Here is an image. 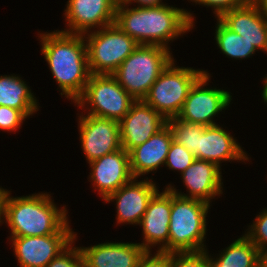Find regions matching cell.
Masks as SVG:
<instances>
[{"mask_svg": "<svg viewBox=\"0 0 267 267\" xmlns=\"http://www.w3.org/2000/svg\"><path fill=\"white\" fill-rule=\"evenodd\" d=\"M219 255L215 260L208 255L210 267H259V250L245 234Z\"/></svg>", "mask_w": 267, "mask_h": 267, "instance_id": "cell-23", "label": "cell"}, {"mask_svg": "<svg viewBox=\"0 0 267 267\" xmlns=\"http://www.w3.org/2000/svg\"><path fill=\"white\" fill-rule=\"evenodd\" d=\"M214 9L215 16L218 18L223 12L231 10L232 8L244 5L248 0H191Z\"/></svg>", "mask_w": 267, "mask_h": 267, "instance_id": "cell-32", "label": "cell"}, {"mask_svg": "<svg viewBox=\"0 0 267 267\" xmlns=\"http://www.w3.org/2000/svg\"><path fill=\"white\" fill-rule=\"evenodd\" d=\"M128 6L118 0L115 24L139 45H158L170 49L167 44L171 40L194 27V17L184 9L167 4L157 7Z\"/></svg>", "mask_w": 267, "mask_h": 267, "instance_id": "cell-1", "label": "cell"}, {"mask_svg": "<svg viewBox=\"0 0 267 267\" xmlns=\"http://www.w3.org/2000/svg\"><path fill=\"white\" fill-rule=\"evenodd\" d=\"M3 215H4V203H0V223L3 221Z\"/></svg>", "mask_w": 267, "mask_h": 267, "instance_id": "cell-38", "label": "cell"}, {"mask_svg": "<svg viewBox=\"0 0 267 267\" xmlns=\"http://www.w3.org/2000/svg\"><path fill=\"white\" fill-rule=\"evenodd\" d=\"M217 20L215 39L222 53L234 59H244L258 51L246 39L228 29L218 18Z\"/></svg>", "mask_w": 267, "mask_h": 267, "instance_id": "cell-24", "label": "cell"}, {"mask_svg": "<svg viewBox=\"0 0 267 267\" xmlns=\"http://www.w3.org/2000/svg\"><path fill=\"white\" fill-rule=\"evenodd\" d=\"M218 165L213 162L195 159L193 163L181 173L183 183L189 194L176 191L169 184L167 187L175 194L184 198L198 199L210 204V200L222 194V175Z\"/></svg>", "mask_w": 267, "mask_h": 267, "instance_id": "cell-17", "label": "cell"}, {"mask_svg": "<svg viewBox=\"0 0 267 267\" xmlns=\"http://www.w3.org/2000/svg\"><path fill=\"white\" fill-rule=\"evenodd\" d=\"M210 204L175 195L171 191L169 241L161 250L172 252H197L206 250V216Z\"/></svg>", "mask_w": 267, "mask_h": 267, "instance_id": "cell-4", "label": "cell"}, {"mask_svg": "<svg viewBox=\"0 0 267 267\" xmlns=\"http://www.w3.org/2000/svg\"><path fill=\"white\" fill-rule=\"evenodd\" d=\"M136 267H170V253L157 250L152 256L151 250H145Z\"/></svg>", "mask_w": 267, "mask_h": 267, "instance_id": "cell-31", "label": "cell"}, {"mask_svg": "<svg viewBox=\"0 0 267 267\" xmlns=\"http://www.w3.org/2000/svg\"><path fill=\"white\" fill-rule=\"evenodd\" d=\"M167 124L173 132L174 141L185 146L191 153L199 159V134L206 126L188 122L174 117L167 120Z\"/></svg>", "mask_w": 267, "mask_h": 267, "instance_id": "cell-25", "label": "cell"}, {"mask_svg": "<svg viewBox=\"0 0 267 267\" xmlns=\"http://www.w3.org/2000/svg\"><path fill=\"white\" fill-rule=\"evenodd\" d=\"M199 159L213 162L219 167L223 161L249 160L236 139L217 124L206 126L199 134Z\"/></svg>", "mask_w": 267, "mask_h": 267, "instance_id": "cell-21", "label": "cell"}, {"mask_svg": "<svg viewBox=\"0 0 267 267\" xmlns=\"http://www.w3.org/2000/svg\"><path fill=\"white\" fill-rule=\"evenodd\" d=\"M79 117L81 147L89 162L122 148L117 120L85 114Z\"/></svg>", "mask_w": 267, "mask_h": 267, "instance_id": "cell-10", "label": "cell"}, {"mask_svg": "<svg viewBox=\"0 0 267 267\" xmlns=\"http://www.w3.org/2000/svg\"><path fill=\"white\" fill-rule=\"evenodd\" d=\"M85 34H87L85 37ZM88 66L91 74L111 75L139 44L114 23L85 33ZM88 39V40H87Z\"/></svg>", "mask_w": 267, "mask_h": 267, "instance_id": "cell-7", "label": "cell"}, {"mask_svg": "<svg viewBox=\"0 0 267 267\" xmlns=\"http://www.w3.org/2000/svg\"><path fill=\"white\" fill-rule=\"evenodd\" d=\"M65 19L70 34H85L91 28H103L115 23L118 0H68ZM101 26V27H100Z\"/></svg>", "mask_w": 267, "mask_h": 267, "instance_id": "cell-13", "label": "cell"}, {"mask_svg": "<svg viewBox=\"0 0 267 267\" xmlns=\"http://www.w3.org/2000/svg\"><path fill=\"white\" fill-rule=\"evenodd\" d=\"M135 101L112 75L91 74L84 93L75 103L79 108L89 104L88 115L119 122Z\"/></svg>", "mask_w": 267, "mask_h": 267, "instance_id": "cell-8", "label": "cell"}, {"mask_svg": "<svg viewBox=\"0 0 267 267\" xmlns=\"http://www.w3.org/2000/svg\"><path fill=\"white\" fill-rule=\"evenodd\" d=\"M7 191L8 190L3 189L2 187L0 188V203H4V198Z\"/></svg>", "mask_w": 267, "mask_h": 267, "instance_id": "cell-37", "label": "cell"}, {"mask_svg": "<svg viewBox=\"0 0 267 267\" xmlns=\"http://www.w3.org/2000/svg\"><path fill=\"white\" fill-rule=\"evenodd\" d=\"M195 159V155L185 146L179 145L173 140L167 154L165 165L170 169L183 173Z\"/></svg>", "mask_w": 267, "mask_h": 267, "instance_id": "cell-26", "label": "cell"}, {"mask_svg": "<svg viewBox=\"0 0 267 267\" xmlns=\"http://www.w3.org/2000/svg\"><path fill=\"white\" fill-rule=\"evenodd\" d=\"M84 267H136L145 249L139 243L106 242L80 247Z\"/></svg>", "mask_w": 267, "mask_h": 267, "instance_id": "cell-19", "label": "cell"}, {"mask_svg": "<svg viewBox=\"0 0 267 267\" xmlns=\"http://www.w3.org/2000/svg\"><path fill=\"white\" fill-rule=\"evenodd\" d=\"M73 243L74 240L52 259L46 267H84L80 247H72Z\"/></svg>", "mask_w": 267, "mask_h": 267, "instance_id": "cell-29", "label": "cell"}, {"mask_svg": "<svg viewBox=\"0 0 267 267\" xmlns=\"http://www.w3.org/2000/svg\"><path fill=\"white\" fill-rule=\"evenodd\" d=\"M19 76H0V106L20 110L26 117L38 111L36 97Z\"/></svg>", "mask_w": 267, "mask_h": 267, "instance_id": "cell-22", "label": "cell"}, {"mask_svg": "<svg viewBox=\"0 0 267 267\" xmlns=\"http://www.w3.org/2000/svg\"><path fill=\"white\" fill-rule=\"evenodd\" d=\"M262 13V16L267 20V0H251Z\"/></svg>", "mask_w": 267, "mask_h": 267, "instance_id": "cell-34", "label": "cell"}, {"mask_svg": "<svg viewBox=\"0 0 267 267\" xmlns=\"http://www.w3.org/2000/svg\"><path fill=\"white\" fill-rule=\"evenodd\" d=\"M264 86H263V91H262V97H263V100L264 102L267 103V76L264 77Z\"/></svg>", "mask_w": 267, "mask_h": 267, "instance_id": "cell-36", "label": "cell"}, {"mask_svg": "<svg viewBox=\"0 0 267 267\" xmlns=\"http://www.w3.org/2000/svg\"><path fill=\"white\" fill-rule=\"evenodd\" d=\"M259 267H267V248L259 251Z\"/></svg>", "mask_w": 267, "mask_h": 267, "instance_id": "cell-35", "label": "cell"}, {"mask_svg": "<svg viewBox=\"0 0 267 267\" xmlns=\"http://www.w3.org/2000/svg\"><path fill=\"white\" fill-rule=\"evenodd\" d=\"M76 235L75 233H55L10 239L20 267H46L73 240H76Z\"/></svg>", "mask_w": 267, "mask_h": 267, "instance_id": "cell-12", "label": "cell"}, {"mask_svg": "<svg viewBox=\"0 0 267 267\" xmlns=\"http://www.w3.org/2000/svg\"><path fill=\"white\" fill-rule=\"evenodd\" d=\"M88 163L92 168L90 179L94 182L93 187L97 188L103 200L134 178L129 153L123 148Z\"/></svg>", "mask_w": 267, "mask_h": 267, "instance_id": "cell-14", "label": "cell"}, {"mask_svg": "<svg viewBox=\"0 0 267 267\" xmlns=\"http://www.w3.org/2000/svg\"><path fill=\"white\" fill-rule=\"evenodd\" d=\"M42 52L66 98L75 103L84 93L91 76L87 46L83 34H70L62 31L42 33Z\"/></svg>", "mask_w": 267, "mask_h": 267, "instance_id": "cell-2", "label": "cell"}, {"mask_svg": "<svg viewBox=\"0 0 267 267\" xmlns=\"http://www.w3.org/2000/svg\"><path fill=\"white\" fill-rule=\"evenodd\" d=\"M119 124L121 147L129 153L163 129L167 120L143 100H138Z\"/></svg>", "mask_w": 267, "mask_h": 267, "instance_id": "cell-11", "label": "cell"}, {"mask_svg": "<svg viewBox=\"0 0 267 267\" xmlns=\"http://www.w3.org/2000/svg\"><path fill=\"white\" fill-rule=\"evenodd\" d=\"M205 72L188 67H176L173 60L150 87L143 101L166 120L177 117L190 89Z\"/></svg>", "mask_w": 267, "mask_h": 267, "instance_id": "cell-6", "label": "cell"}, {"mask_svg": "<svg viewBox=\"0 0 267 267\" xmlns=\"http://www.w3.org/2000/svg\"><path fill=\"white\" fill-rule=\"evenodd\" d=\"M170 267H210L207 250L170 253Z\"/></svg>", "mask_w": 267, "mask_h": 267, "instance_id": "cell-27", "label": "cell"}, {"mask_svg": "<svg viewBox=\"0 0 267 267\" xmlns=\"http://www.w3.org/2000/svg\"><path fill=\"white\" fill-rule=\"evenodd\" d=\"M174 140L173 132L167 124L157 134L129 152L130 169L134 178L156 171L165 165L170 145Z\"/></svg>", "mask_w": 267, "mask_h": 267, "instance_id": "cell-20", "label": "cell"}, {"mask_svg": "<svg viewBox=\"0 0 267 267\" xmlns=\"http://www.w3.org/2000/svg\"><path fill=\"white\" fill-rule=\"evenodd\" d=\"M205 72L192 86L177 118L203 126L216 125L213 117L220 113L231 102L228 91L205 88L209 81ZM204 87V88H203Z\"/></svg>", "mask_w": 267, "mask_h": 267, "instance_id": "cell-9", "label": "cell"}, {"mask_svg": "<svg viewBox=\"0 0 267 267\" xmlns=\"http://www.w3.org/2000/svg\"><path fill=\"white\" fill-rule=\"evenodd\" d=\"M171 214V190L166 187L164 192L159 190L149 201L140 224L144 233V242L139 243L145 250H150L151 246L161 245L158 250H162L169 241V222Z\"/></svg>", "mask_w": 267, "mask_h": 267, "instance_id": "cell-18", "label": "cell"}, {"mask_svg": "<svg viewBox=\"0 0 267 267\" xmlns=\"http://www.w3.org/2000/svg\"><path fill=\"white\" fill-rule=\"evenodd\" d=\"M245 235L257 246L258 250H264L267 247V210H262L255 218L253 224Z\"/></svg>", "mask_w": 267, "mask_h": 267, "instance_id": "cell-28", "label": "cell"}, {"mask_svg": "<svg viewBox=\"0 0 267 267\" xmlns=\"http://www.w3.org/2000/svg\"><path fill=\"white\" fill-rule=\"evenodd\" d=\"M150 180L147 178L137 182L138 180L133 178L105 199L108 203L116 200L118 224H140L149 201L158 191L155 183Z\"/></svg>", "mask_w": 267, "mask_h": 267, "instance_id": "cell-15", "label": "cell"}, {"mask_svg": "<svg viewBox=\"0 0 267 267\" xmlns=\"http://www.w3.org/2000/svg\"><path fill=\"white\" fill-rule=\"evenodd\" d=\"M27 117L20 111L7 106H0V130L17 131Z\"/></svg>", "mask_w": 267, "mask_h": 267, "instance_id": "cell-30", "label": "cell"}, {"mask_svg": "<svg viewBox=\"0 0 267 267\" xmlns=\"http://www.w3.org/2000/svg\"><path fill=\"white\" fill-rule=\"evenodd\" d=\"M173 60L165 47L139 45L111 75L136 101L143 100Z\"/></svg>", "mask_w": 267, "mask_h": 267, "instance_id": "cell-5", "label": "cell"}, {"mask_svg": "<svg viewBox=\"0 0 267 267\" xmlns=\"http://www.w3.org/2000/svg\"><path fill=\"white\" fill-rule=\"evenodd\" d=\"M47 193L4 198L3 220L11 229V237L45 236L74 233L69 227L67 210L58 209Z\"/></svg>", "mask_w": 267, "mask_h": 267, "instance_id": "cell-3", "label": "cell"}, {"mask_svg": "<svg viewBox=\"0 0 267 267\" xmlns=\"http://www.w3.org/2000/svg\"><path fill=\"white\" fill-rule=\"evenodd\" d=\"M218 19L228 29L246 39L256 50L267 53V20L251 0L223 12Z\"/></svg>", "mask_w": 267, "mask_h": 267, "instance_id": "cell-16", "label": "cell"}, {"mask_svg": "<svg viewBox=\"0 0 267 267\" xmlns=\"http://www.w3.org/2000/svg\"><path fill=\"white\" fill-rule=\"evenodd\" d=\"M121 3L124 4H131L132 1L138 3L139 5L137 7H157L164 5V3L161 0H119ZM162 2V3H161Z\"/></svg>", "mask_w": 267, "mask_h": 267, "instance_id": "cell-33", "label": "cell"}]
</instances>
